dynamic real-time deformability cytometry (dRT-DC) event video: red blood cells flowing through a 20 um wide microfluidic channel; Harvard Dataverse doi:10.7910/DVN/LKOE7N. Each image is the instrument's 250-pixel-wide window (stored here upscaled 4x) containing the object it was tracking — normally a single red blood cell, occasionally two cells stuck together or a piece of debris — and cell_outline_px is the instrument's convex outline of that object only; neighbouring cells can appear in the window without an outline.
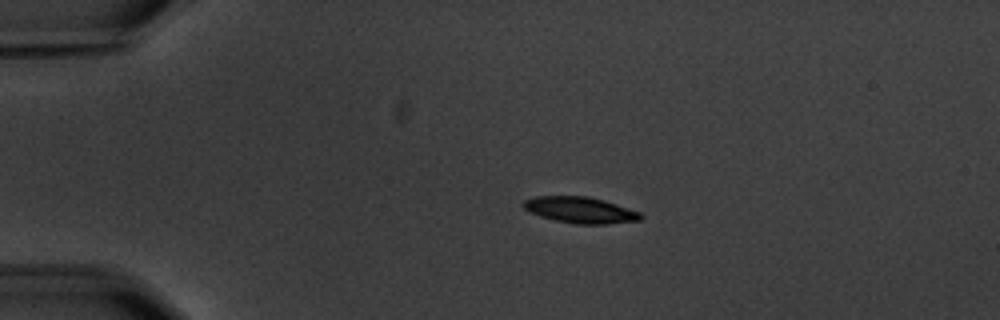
{"species": "common noctule bat (a hibernating species)", "species_latin": "Nyctalus noctula", "temperature_condition": "warm", "stored_images_in_passage": 4, "camera_frame_rate_fps": 3000, "um_per_image_px": 0.085, "animal": {"sex": "male", "body_mass_g": 20.1, "forearm_length_mm": 53.5}, "frame": {"image": 1, "passage_image": 3, "time_ms": 2.667, "image_size_px": [1000, 320], "cell_outline_px": [[644, 216], [640, 220], [608, 224], [576, 224], [556, 220], [540, 216], [528, 212], [520, 204], [524, 200], [536, 196], [588, 196], [604, 200], [640, 212]], "centroid_in_image_um": [49.3, 17.85], "position_along_channel_um": 35.7, "area_um2": 17.98}}